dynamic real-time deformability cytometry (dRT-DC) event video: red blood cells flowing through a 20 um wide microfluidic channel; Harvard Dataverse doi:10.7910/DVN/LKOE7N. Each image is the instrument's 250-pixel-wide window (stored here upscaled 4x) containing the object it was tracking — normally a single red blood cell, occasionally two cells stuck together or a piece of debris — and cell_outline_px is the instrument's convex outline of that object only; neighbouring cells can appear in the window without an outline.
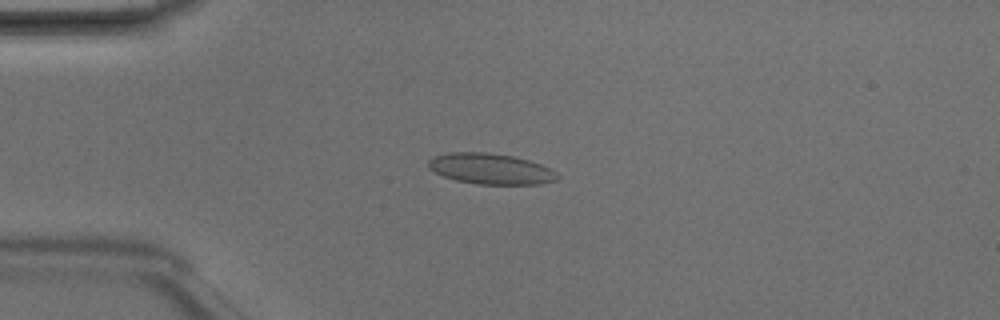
{"species": "Egyptian fruit bat (a non-hibernating species)", "species_latin": "Rousettus aegyptiacus", "temperature_condition": "room temperature", "stored_images_in_passage": 8, "camera_frame_rate_fps": 3000, "um_per_image_px": 0.085, "animal": {"sex": "male"}, "frame": {"image": 1, "passage_image": 4, "time_ms": 1.0, "image_size_px": [1000, 320], "cell_outline_px": [[560, 176], [556, 180], [540, 184], [476, 184], [456, 180], [444, 176], [428, 168], [428, 160], [436, 156], [448, 152], [488, 152], [512, 156], [528, 160], [540, 164], [556, 172]], "centroid_in_image_um": [41.7, 14.35], "position_along_channel_um": 43.3, "area_um2": 23.0}}
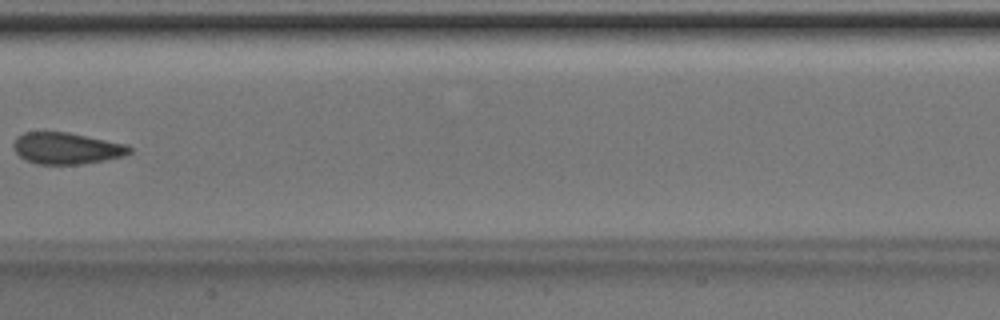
{"frame": {"image": 2, "passage_image": 8, "time_ms": 2.333, "image_size_px": [1000, 320], "cell_outline_px": [[132, 152], [124, 156], [104, 160], [80, 164], [36, 164], [20, 156], [16, 152], [12, 144], [16, 136], [24, 132], [68, 132], [128, 144], [132, 148]], "centroid_in_image_um": [5.68, 12.59], "position_along_channel_um": 201.7, "area_um2": 21.39}}